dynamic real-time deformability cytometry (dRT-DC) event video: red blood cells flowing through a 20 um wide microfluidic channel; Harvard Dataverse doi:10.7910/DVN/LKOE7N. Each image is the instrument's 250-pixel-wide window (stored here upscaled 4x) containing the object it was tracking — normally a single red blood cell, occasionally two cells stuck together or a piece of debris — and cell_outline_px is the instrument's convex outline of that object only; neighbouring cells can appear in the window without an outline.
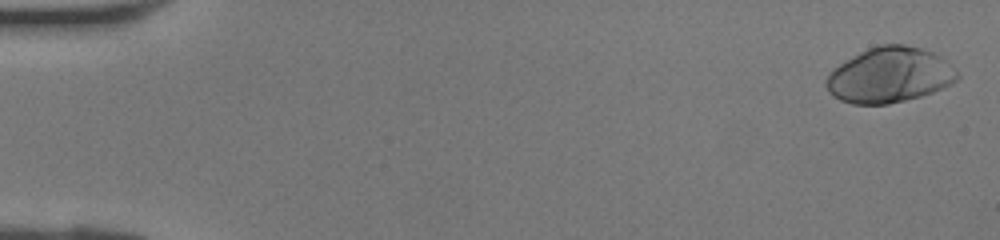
{"species": "human", "species_latin": "Homo sapiens", "temperature_condition": "room temperature", "stored_images_in_passage": 41, "camera_frame_rate_fps": 3000, "um_per_image_px": 0.085, "donor": {"sex": "female"}, "frame": {"image": 1, "passage_image": 1, "time_ms": 0.0, "image_size_px": [1000, 240], "cell_outline_px": [[960, 76], [952, 84], [932, 92], [920, 96], [888, 104], [852, 104], [840, 100], [832, 96], [828, 92], [824, 84], [824, 80], [832, 68], [860, 52], [868, 48], [880, 44], [904, 44], [920, 48], [932, 52], [940, 56]], "centroid_in_image_um": [75.55, 6.39], "position_along_channel_um": 9.4, "area_um2": 42.19}}
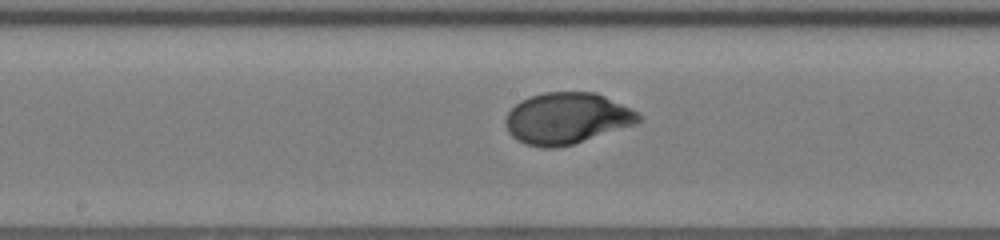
{"frame": {"image": 2, "passage_image": 22, "time_ms": 7.0, "image_size_px": [1000, 240], "cell_outline_px": [[644, 120], [636, 124], [560, 148], [540, 148], [524, 144], [516, 140], [508, 132], [504, 120], [508, 112], [520, 100], [544, 92], [596, 92], [636, 112]], "centroid_in_image_um": [48.14, 10.08], "position_along_channel_um": 200.1, "area_um2": 39.77}}
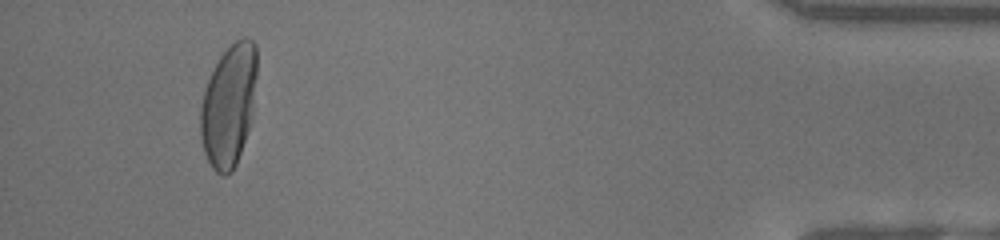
{"frame": {"image": 3, "passage_image": 39, "time_ms": 12.667, "image_size_px": [1000, 240], "cell_outline_px": [[256, 76], [252, 120], [236, 164], [232, 172], [224, 176], [216, 172], [212, 168], [204, 152], [200, 136], [200, 108], [204, 92], [208, 80], [220, 56], [236, 40], [244, 36], [248, 36], [256, 44]], "centroid_in_image_um": [19.45, 8.96], "position_along_channel_um": 415.8, "area_um2": 40.17}}